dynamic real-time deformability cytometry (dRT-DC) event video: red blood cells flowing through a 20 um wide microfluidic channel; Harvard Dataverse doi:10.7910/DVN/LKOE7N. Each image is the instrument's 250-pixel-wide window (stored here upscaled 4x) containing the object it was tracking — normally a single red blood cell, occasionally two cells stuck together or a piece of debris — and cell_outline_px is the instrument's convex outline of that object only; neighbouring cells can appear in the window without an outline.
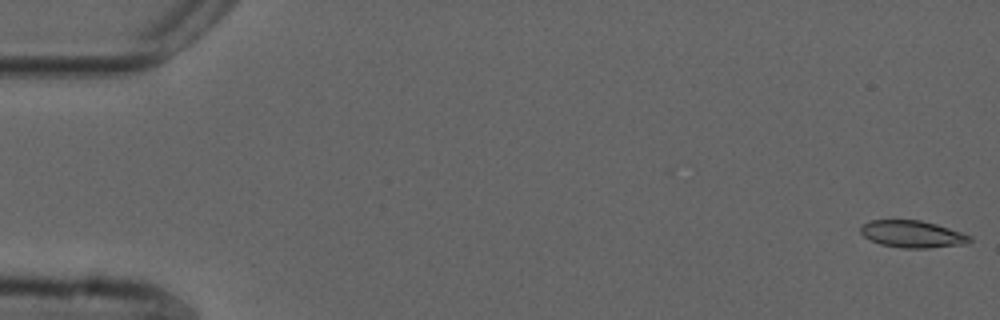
{"species": "common noctule bat (a hibernating species)", "species_latin": "Nyctalus noctula", "temperature_condition": "cold", "stored_images_in_passage": 7, "camera_frame_rate_fps": 3000, "um_per_image_px": 0.085, "animal": {"sex": "male", "forearm_length_mm": 52.5}, "frame": {"image": 1, "passage_image": 1, "time_ms": 0.0, "image_size_px": [1000, 320], "cell_outline_px": [[972, 240], [968, 244], [928, 248], [904, 248], [880, 244], [864, 236], [860, 232], [860, 228], [868, 220], [920, 220], [936, 224], [972, 236]], "centroid_in_image_um": [77.58, 19.9], "position_along_channel_um": 7.4, "area_um2": 17.17}}